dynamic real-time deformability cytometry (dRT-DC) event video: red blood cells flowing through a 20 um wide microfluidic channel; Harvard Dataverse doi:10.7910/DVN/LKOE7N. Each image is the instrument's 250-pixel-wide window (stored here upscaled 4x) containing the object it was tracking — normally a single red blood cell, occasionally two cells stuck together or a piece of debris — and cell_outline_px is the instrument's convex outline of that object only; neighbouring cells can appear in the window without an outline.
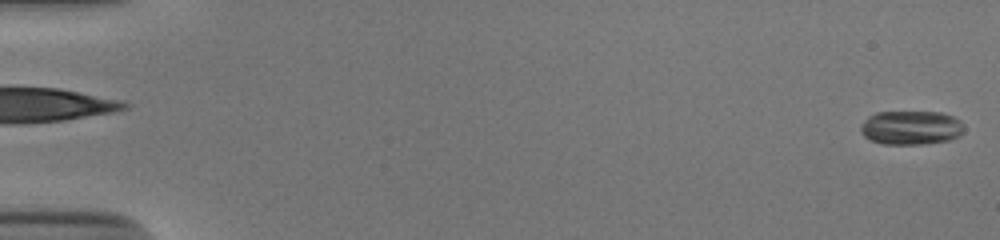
{"species": "human", "species_latin": "Homo sapiens", "temperature_condition": "cold", "stored_images_in_passage": 54, "camera_frame_rate_fps": 3000, "um_per_image_px": 0.085, "donor": {"sex": "male"}, "frame": {"image": 1, "passage_image": 2, "time_ms": 0.333, "image_size_px": [1000, 240], "cell_outline_px": [[964, 132], [960, 136], [948, 140], [924, 144], [884, 144], [872, 140], [864, 136], [860, 132], [860, 128], [864, 120], [868, 116], [876, 112], [940, 112], [952, 116], [960, 120], [964, 124]], "centroid_in_image_um": [77.45, 10.85], "position_along_channel_um": 7.5, "area_um2": 20.63}}
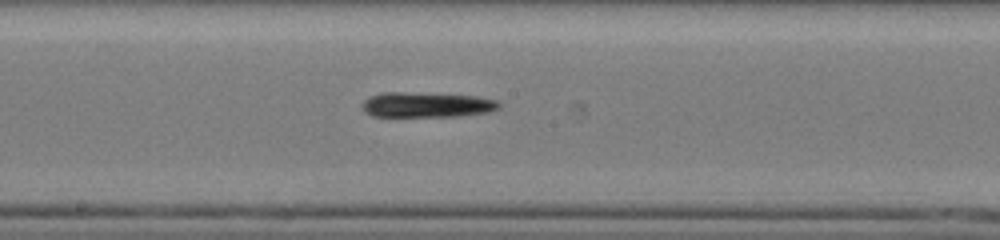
{"frame": {"image": 2, "passage_image": 31, "time_ms": 10.0, "image_size_px": [1000, 240], "cell_outline_px": [[500, 108], [488, 112], [460, 116], [372, 116], [364, 112], [364, 100], [368, 96], [384, 92], [400, 92], [476, 96], [496, 100], [500, 104]], "centroid_in_image_um": [36.27, 8.91], "position_along_channel_um": 211.9, "area_um2": 19.88}}
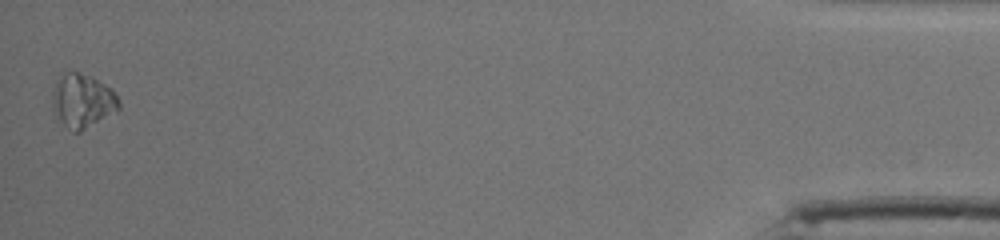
{"frame": {"image": 3, "passage_image": 54, "time_ms": 17.667, "image_size_px": [1000, 240], "cell_outline_px": [[120, 108], [80, 132], [72, 132], [60, 120], [52, 108], [52, 92], [56, 80], [64, 72], [80, 72], [92, 76], [112, 88], [120, 100]], "centroid_in_image_um": [7.01, 8.54], "position_along_channel_um": 428.2, "area_um2": 20.92}}